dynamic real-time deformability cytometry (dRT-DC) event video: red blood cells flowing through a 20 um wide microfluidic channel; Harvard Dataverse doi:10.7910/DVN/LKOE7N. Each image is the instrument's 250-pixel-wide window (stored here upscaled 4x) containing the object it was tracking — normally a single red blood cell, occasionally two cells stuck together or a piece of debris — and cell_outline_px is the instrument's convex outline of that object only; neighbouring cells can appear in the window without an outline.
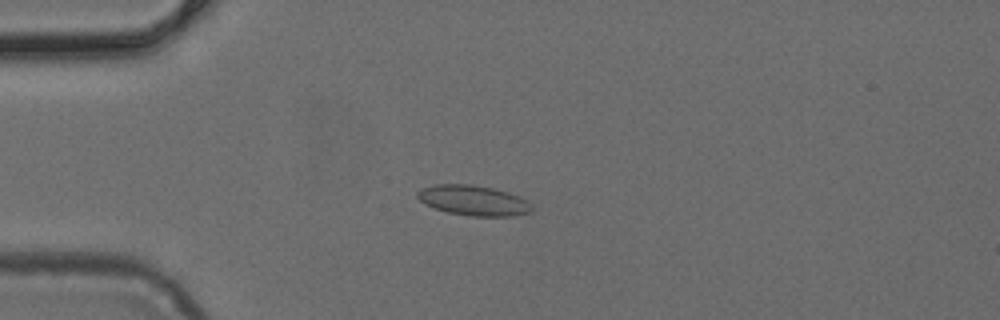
{"species": "common noctule bat (a hibernating species)", "species_latin": "Nyctalus noctula", "temperature_condition": "cold", "stored_images_in_passage": 2, "camera_frame_rate_fps": 3000, "um_per_image_px": 0.085, "animal": {"sex": "female", "body_mass_g": 24.6, "forearm_length_mm": 56.2}, "frame": {"image": 1, "passage_image": 2, "time_ms": 0.333, "image_size_px": [1000, 320], "cell_outline_px": [[532, 208], [528, 212], [512, 216], [472, 216], [448, 212], [424, 204], [416, 196], [416, 192], [424, 188], [436, 184], [472, 184], [492, 188], [508, 192], [524, 200]], "centroid_in_image_um": [40.18, 17.03], "position_along_channel_um": 44.8, "area_um2": 19.71}}